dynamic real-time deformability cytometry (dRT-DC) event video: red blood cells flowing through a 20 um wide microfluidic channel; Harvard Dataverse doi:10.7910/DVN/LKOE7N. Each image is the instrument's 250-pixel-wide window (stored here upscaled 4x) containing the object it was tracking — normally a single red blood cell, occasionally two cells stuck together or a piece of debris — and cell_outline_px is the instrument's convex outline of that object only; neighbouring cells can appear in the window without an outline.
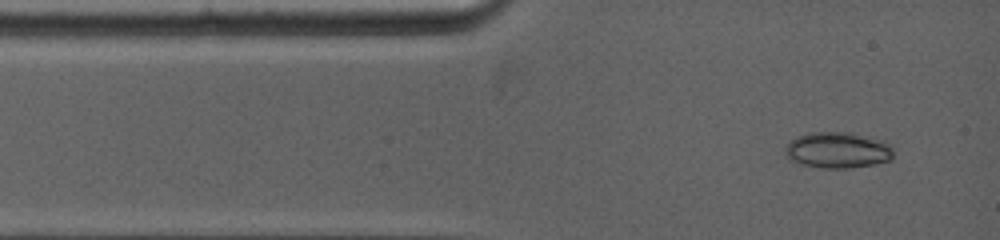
{"species": "common noctule bat (a hibernating species)", "species_latin": "Nyctalus noctula", "temperature_condition": "warm", "stored_images_in_passage": 21, "camera_frame_rate_fps": 5000, "um_per_image_px": 0.085, "animal": {"sex": "female", "body_mass_g": 19.0, "forearm_length_mm": 53.3}, "frame": {"image": 1, "passage_image": 1, "time_ms": 0.0, "image_size_px": [1000, 240], "cell_outline_px": [[896, 148], [892, 160], [876, 164], [848, 168], [824, 168], [800, 164], [788, 160], [784, 156], [784, 148], [796, 136], [812, 132], [848, 132], [888, 144]], "centroid_in_image_um": [71.17, 12.78], "position_along_channel_um": 13.8, "area_um2": 22.83}}
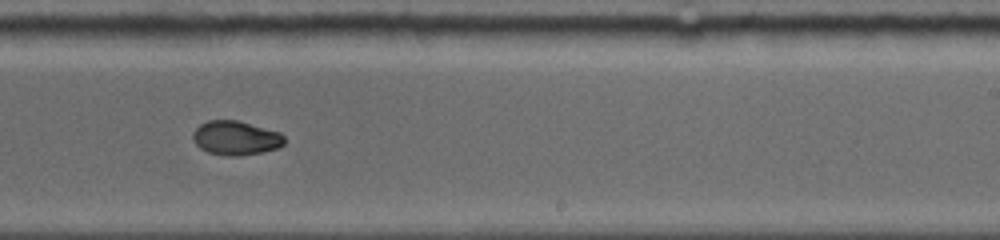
{"frame": {"image": 2, "passage_image": 10, "time_ms": 7.2, "image_size_px": [1000, 240], "cell_outline_px": [[284, 144], [276, 148], [260, 152], [236, 156], [228, 156], [208, 152], [200, 148], [196, 144], [192, 136], [192, 132], [200, 124], [208, 120], [236, 120], [280, 132], [284, 136]], "centroid_in_image_um": [20.01, 11.72], "position_along_channel_um": 269.0, "area_um2": 18.03}}
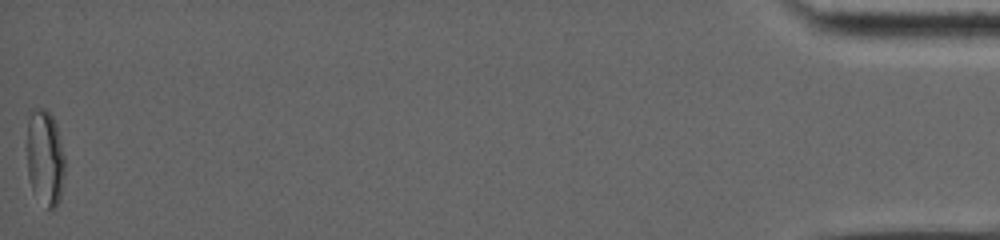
{"frame": {"image": 3, "passage_image": 21, "time_ms": 15.4, "image_size_px": [1000, 240], "cell_outline_px": [[64, 176], [60, 200], [56, 208], [52, 212], [48, 208], [32, 188], [28, 176], [28, 108], [44, 108], [52, 116], [56, 124], [64, 156]], "centroid_in_image_um": [3.83, 13.38], "position_along_channel_um": 431.4, "area_um2": 21.1}}